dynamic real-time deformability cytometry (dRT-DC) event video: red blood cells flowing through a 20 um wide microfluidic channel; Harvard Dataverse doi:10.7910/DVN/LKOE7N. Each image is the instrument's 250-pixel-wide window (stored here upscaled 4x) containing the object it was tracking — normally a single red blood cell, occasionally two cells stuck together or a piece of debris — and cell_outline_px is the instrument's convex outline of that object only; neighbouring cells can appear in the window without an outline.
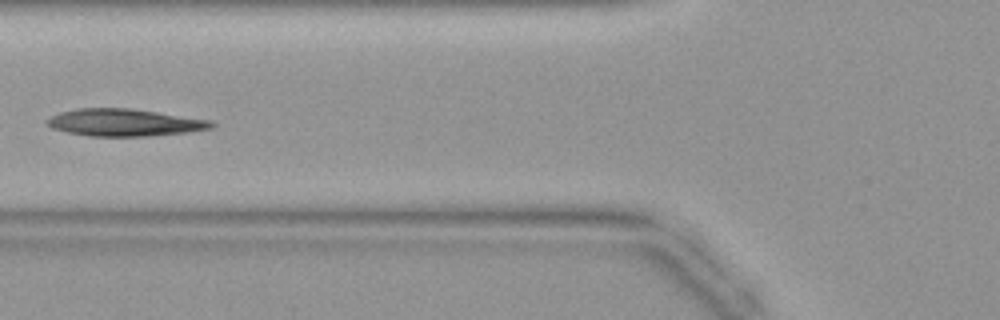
{"species": "common noctule bat (a hibernating species)", "species_latin": "Nyctalus noctula", "temperature_condition": "warm", "stored_images_in_passage": 33, "camera_frame_rate_fps": 3000, "um_per_image_px": 0.085, "animal": {"sex": "female", "body_mass_g": 19.9}, "frame": {"image": 1, "passage_image": 17, "time_ms": 5.333, "image_size_px": [1000, 320], "cell_outline_px": [[216, 124], [212, 128], [188, 132], [148, 136], [88, 136], [68, 132], [52, 128], [44, 124], [44, 120], [60, 112], [76, 108], [132, 108], [212, 120]], "centroid_in_image_um": [10.57, 10.41], "position_along_channel_um": 115.2, "area_um2": 26.3}}
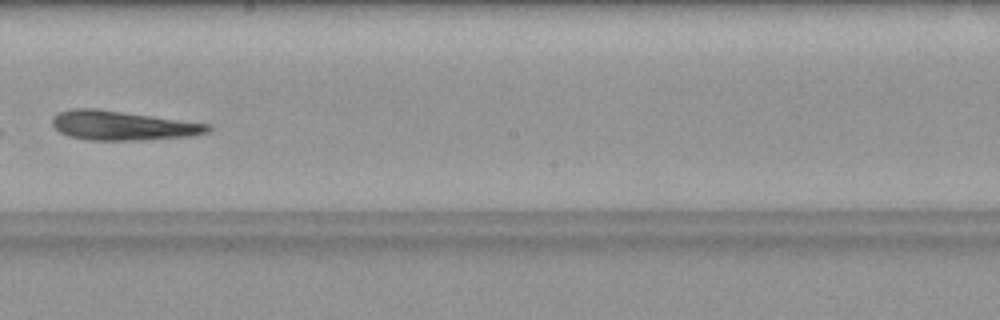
{"frame": {"image": 2, "passage_image": 25, "time_ms": 8.0, "image_size_px": [1000, 320], "cell_outline_px": [[212, 128], [208, 132], [188, 136], [140, 140], [88, 140], [68, 136], [60, 132], [52, 124], [52, 116], [60, 112], [72, 108], [96, 108], [212, 124]], "centroid_in_image_um": [10.41, 10.66], "position_along_channel_um": 237.8, "area_um2": 26.59}}